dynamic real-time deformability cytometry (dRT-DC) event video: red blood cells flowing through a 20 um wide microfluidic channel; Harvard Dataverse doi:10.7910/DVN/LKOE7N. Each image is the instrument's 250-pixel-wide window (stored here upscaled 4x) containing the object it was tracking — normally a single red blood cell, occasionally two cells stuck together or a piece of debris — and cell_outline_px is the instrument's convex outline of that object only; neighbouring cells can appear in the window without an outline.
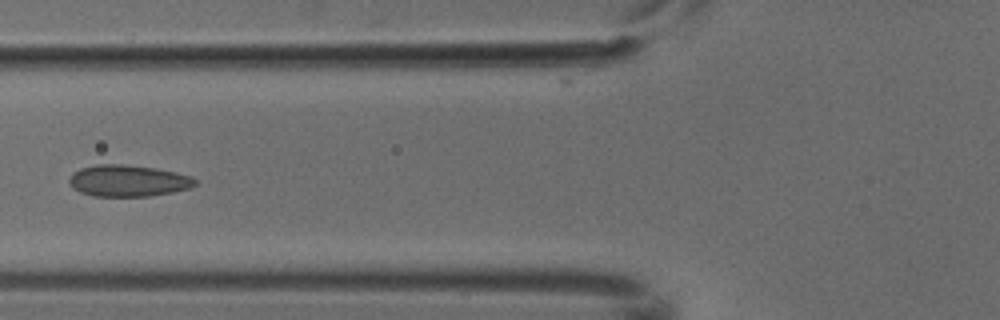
{"species": "common noctule bat (a hibernating species)", "species_latin": "Nyctalus noctula", "temperature_condition": "cold", "stored_images_in_passage": 6, "camera_frame_rate_fps": 3000, "um_per_image_px": 0.085, "animal": {"sex": "male", "body_mass_g": 18.8}, "frame": {"image": 1, "passage_image": 6, "time_ms": 1.667, "image_size_px": [1000, 320], "cell_outline_px": [[196, 184], [192, 188], [172, 192], [148, 196], [92, 196], [80, 192], [72, 188], [68, 180], [72, 172], [80, 168], [96, 164], [124, 164], [156, 168], [192, 176], [196, 180]], "centroid_in_image_um": [10.87, 15.36], "position_along_channel_um": 114.9, "area_um2": 23.35}}